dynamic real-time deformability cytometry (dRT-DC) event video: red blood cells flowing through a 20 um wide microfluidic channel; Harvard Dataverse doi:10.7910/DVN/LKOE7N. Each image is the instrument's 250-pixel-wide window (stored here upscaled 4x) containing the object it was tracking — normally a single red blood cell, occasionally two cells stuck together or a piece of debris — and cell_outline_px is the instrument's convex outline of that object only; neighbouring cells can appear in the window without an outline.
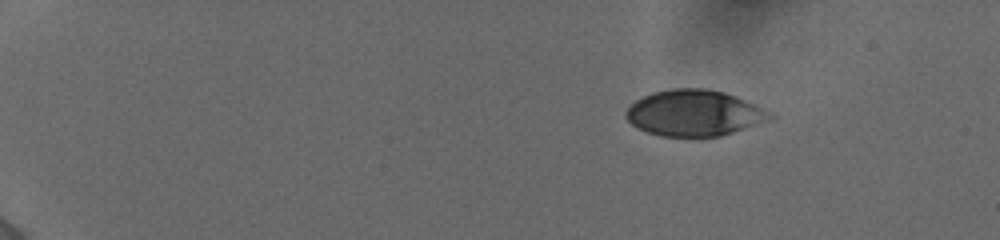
{"species": "human", "species_latin": "Homo sapiens", "temperature_condition": "cold", "stored_images_in_passage": 41, "camera_frame_rate_fps": 3000, "um_per_image_px": 0.085, "donor": {"sex": "female"}, "frame": {"image": 1, "passage_image": 2, "time_ms": 1.0, "image_size_px": [1000, 240], "cell_outline_px": [[776, 116], [768, 120], [720, 136], [660, 136], [648, 132], [632, 124], [624, 116], [624, 112], [636, 100], [652, 92], [672, 88], [708, 88], [724, 92], [736, 96], [772, 112]], "centroid_in_image_um": [59.0, 9.59], "position_along_channel_um": 26.0, "area_um2": 38.44}}
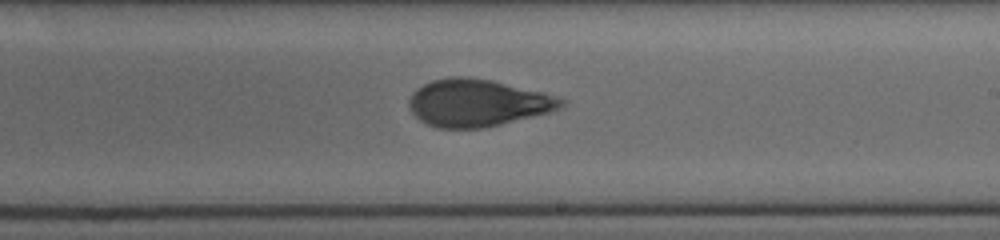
{"frame": {"image": 2, "passage_image": 22, "time_ms": 10.0, "image_size_px": [1000, 240], "cell_outline_px": [[568, 100], [560, 108], [548, 112], [484, 128], [436, 128], [420, 120], [412, 112], [408, 104], [408, 100], [412, 92], [416, 88], [432, 80], [452, 76], [468, 76], [492, 80], [544, 92]], "centroid_in_image_um": [40.57, 8.73], "position_along_channel_um": 248.4, "area_um2": 41.96}}
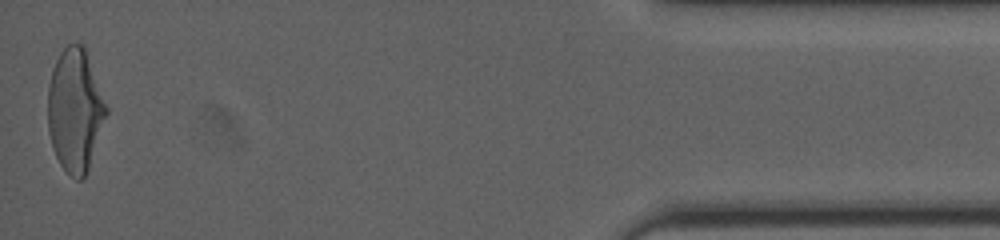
{"frame": {"image": 3, "passage_image": 41, "time_ms": 16.333, "image_size_px": [1000, 240], "cell_outline_px": [[108, 112], [88, 168], [84, 176], [80, 180], [76, 180], [60, 164], [52, 148], [48, 128], [48, 84], [52, 68], [60, 52], [68, 44], [84, 44], [108, 108]], "centroid_in_image_um": [6.37, 9.33], "position_along_channel_um": 428.8, "area_um2": 41.73}, "authors_computed_cell_mechanics": {"area_um2": 41.7316, "velocity_mm_per_s": 3.8843, "shape_relaxation_time_tau1_ms": 6.4623, "shape_relaxation_time_tau2_ms": 1.2084, "deformation_change_tau1": 0.209, "deformation_change_tau2": 0.072}}